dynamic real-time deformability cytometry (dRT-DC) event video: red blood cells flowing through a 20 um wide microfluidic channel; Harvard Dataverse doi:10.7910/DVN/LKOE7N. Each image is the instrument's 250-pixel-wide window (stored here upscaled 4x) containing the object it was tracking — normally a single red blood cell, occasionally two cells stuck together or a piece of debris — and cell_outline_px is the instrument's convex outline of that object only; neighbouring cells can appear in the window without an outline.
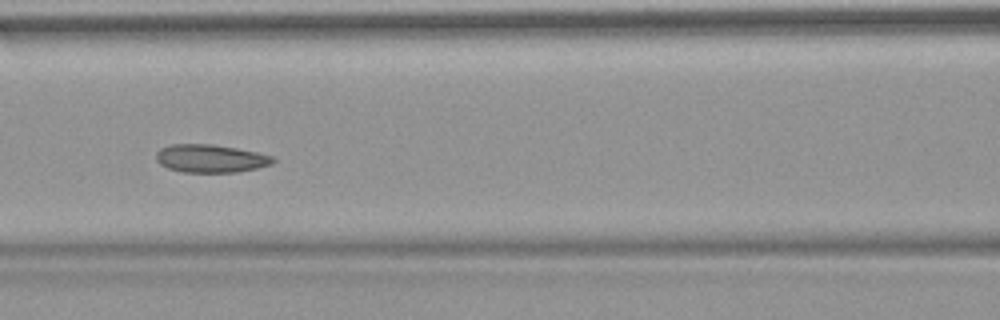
{"species": "common noctule bat (a hibernating species)", "species_latin": "Nyctalus noctula", "temperature_condition": "warm", "stored_images_in_passage": 54, "camera_frame_rate_fps": 3000, "um_per_image_px": 0.085, "animal": {"sex": "female", "body_mass_g": 18.4}, "frame": {"image": 1, "passage_image": 24, "time_ms": 7.667, "image_size_px": [1000, 320], "cell_outline_px": [[276, 160], [272, 164], [256, 168], [236, 172], [184, 172], [168, 168], [160, 164], [156, 160], [156, 152], [160, 148], [172, 144], [212, 144], [236, 148], [256, 152], [272, 156]], "centroid_in_image_um": [17.88, 13.47], "position_along_channel_um": 148.7, "area_um2": 19.02}, "authors_computed_cell_mechanics": {"area_um2": 19.6231, "velocity_mm_per_s": 3.7849, "shape_relaxation_time_tau1_ms": null, "shape_relaxation_time_tau2_ms": 2.6708, "deformation_change_tau1": null, "deformation_change_tau2": 0.0736}}